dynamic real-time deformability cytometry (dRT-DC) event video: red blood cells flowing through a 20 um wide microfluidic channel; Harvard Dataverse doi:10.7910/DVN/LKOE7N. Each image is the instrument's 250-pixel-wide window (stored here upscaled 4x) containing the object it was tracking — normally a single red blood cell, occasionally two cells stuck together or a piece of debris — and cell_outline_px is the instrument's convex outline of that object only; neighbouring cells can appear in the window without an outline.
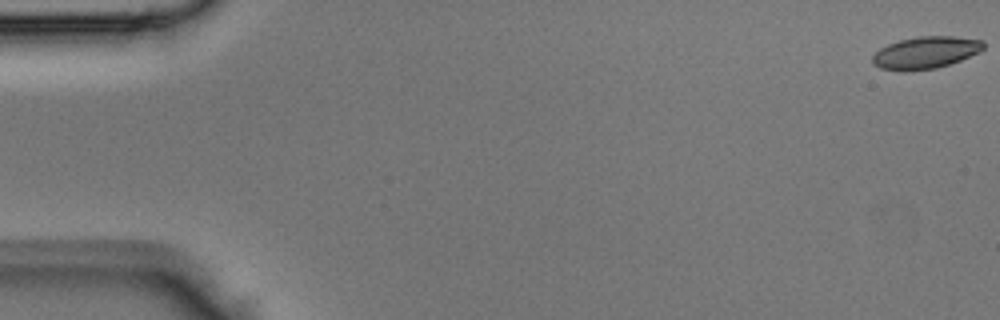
{"species": "Egyptian fruit bat (a non-hibernating species)", "species_latin": "Rousettus aegyptiacus", "temperature_condition": "room temperature", "stored_images_in_passage": 43, "camera_frame_rate_fps": 3000, "um_per_image_px": 0.085, "animal": {"sex": "male"}, "frame": {"image": 1, "passage_image": 1, "time_ms": 0.0, "image_size_px": [1000, 320], "cell_outline_px": [[984, 48], [980, 52], [960, 60], [936, 68], [904, 72], [880, 68], [872, 64], [872, 56], [880, 48], [888, 44], [900, 40], [916, 36], [956, 36], [984, 40]], "centroid_in_image_um": [78.67, 4.47], "position_along_channel_um": 6.3, "area_um2": 20.98}}
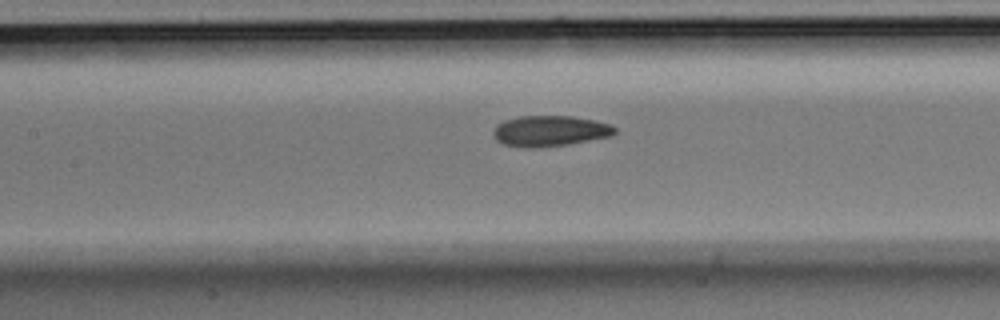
{"frame": {"image": 2, "passage_image": 20, "time_ms": 6.333, "image_size_px": [1000, 320], "cell_outline_px": [[616, 132], [612, 136], [568, 144], [536, 148], [524, 148], [504, 144], [496, 140], [492, 132], [496, 124], [504, 120], [520, 116], [572, 116], [596, 120], [612, 124], [616, 128]], "centroid_in_image_um": [46.75, 11.13], "position_along_channel_um": 160.7, "area_um2": 22.02}}
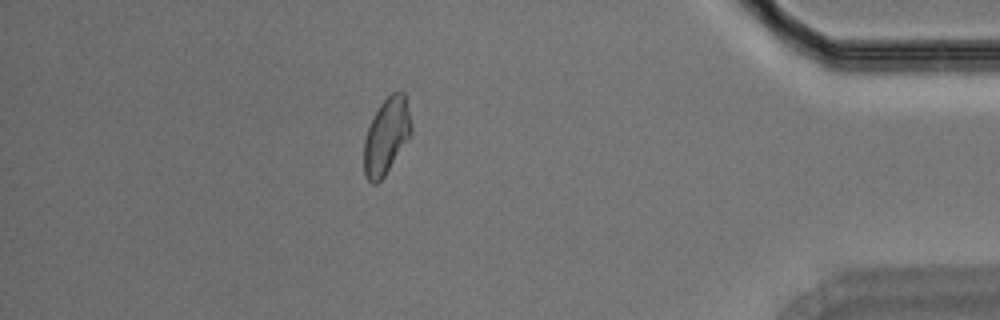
{"frame": {"image": 3, "passage_image": 38, "time_ms": 12.333, "image_size_px": [1000, 320], "cell_outline_px": [[412, 132], [384, 176], [376, 184], [372, 184], [368, 180], [364, 172], [364, 140], [368, 128], [380, 104], [392, 92], [404, 92], [412, 128]], "centroid_in_image_um": [32.83, 11.57], "position_along_channel_um": 402.4, "area_um2": 20.46}}